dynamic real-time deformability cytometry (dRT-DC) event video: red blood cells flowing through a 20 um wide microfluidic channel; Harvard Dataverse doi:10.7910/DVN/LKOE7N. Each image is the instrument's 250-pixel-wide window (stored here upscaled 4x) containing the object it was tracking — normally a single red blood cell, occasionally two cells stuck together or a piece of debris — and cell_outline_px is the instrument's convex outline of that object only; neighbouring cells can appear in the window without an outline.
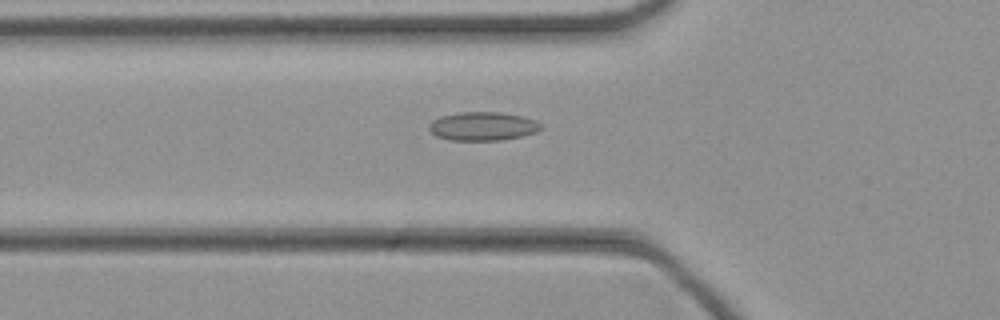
{"species": "common noctule bat (a hibernating species)", "species_latin": "Nyctalus noctula", "temperature_condition": "cold", "stored_images_in_passage": 44, "camera_frame_rate_fps": 3000, "um_per_image_px": 0.085, "animal": {"sex": "female", "body_mass_g": 21.9}, "frame": {"image": 1, "passage_image": 14, "time_ms": 4.333, "image_size_px": [1000, 320], "cell_outline_px": [[544, 128], [536, 132], [520, 136], [500, 140], [452, 140], [436, 136], [428, 128], [428, 124], [432, 120], [440, 116], [460, 112], [500, 112], [520, 116], [536, 120], [544, 124]], "centroid_in_image_um": [41.05, 10.72], "position_along_channel_um": 84.8, "area_um2": 18.73}}
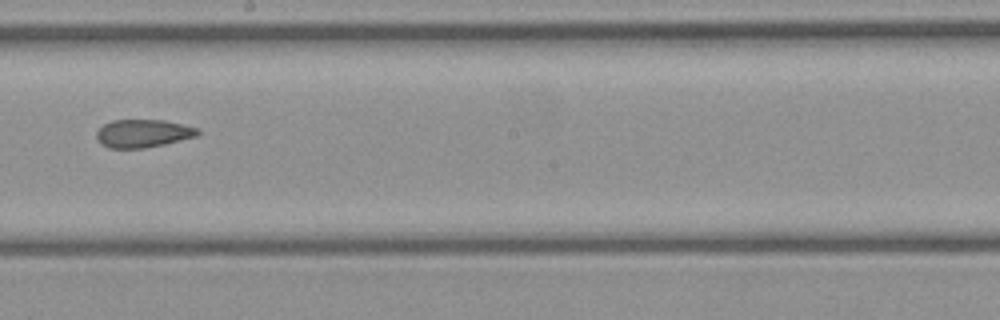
{"frame": {"image": 2, "passage_image": 24, "time_ms": 7.667, "image_size_px": [1000, 320], "cell_outline_px": [[200, 132], [196, 136], [164, 144], [144, 148], [108, 148], [100, 144], [96, 140], [96, 132], [104, 124], [112, 120], [164, 120], [196, 128]], "centroid_in_image_um": [12.09, 11.34], "position_along_channel_um": 236.1, "area_um2": 16.42}}
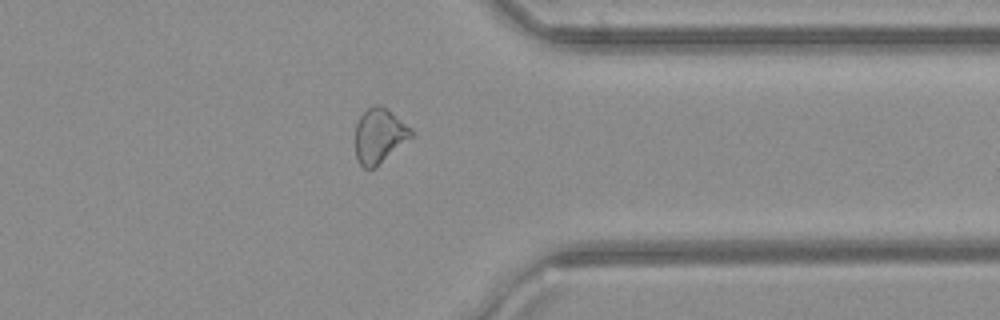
{"frame": {"image": 3, "passage_image": 34, "time_ms": 11.0, "image_size_px": [1000, 320], "cell_outline_px": [[416, 136], [376, 168], [368, 172], [356, 160], [356, 124], [360, 116], [368, 108], [376, 104], [380, 104], [412, 128], [416, 132]], "centroid_in_image_um": [32.3, 11.6], "position_along_channel_um": 379.1, "area_um2": 18.5}}